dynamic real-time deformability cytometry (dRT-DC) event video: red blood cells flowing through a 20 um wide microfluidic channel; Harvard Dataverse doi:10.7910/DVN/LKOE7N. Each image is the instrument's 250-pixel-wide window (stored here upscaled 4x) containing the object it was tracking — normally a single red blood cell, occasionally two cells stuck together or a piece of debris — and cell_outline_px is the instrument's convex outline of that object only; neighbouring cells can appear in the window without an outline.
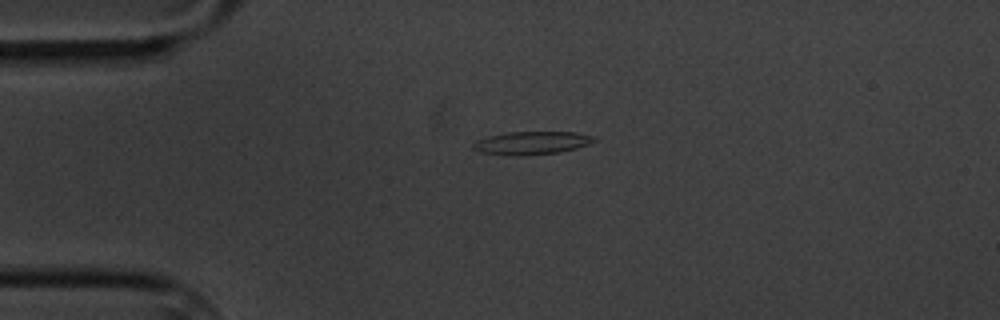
{"species": "common noctule bat (a hibernating species)", "species_latin": "Nyctalus noctula", "temperature_condition": "cold", "stored_images_in_passage": 2, "camera_frame_rate_fps": 3000, "um_per_image_px": 0.085, "animal": {"sex": "male", "body_mass_g": 20.1, "forearm_length_mm": 53.5}, "frame": {"image": 1, "passage_image": 1, "time_ms": 0.0, "image_size_px": [1000, 320], "cell_outline_px": [[596, 140], [588, 144], [576, 148], [560, 152], [520, 156], [508, 156], [480, 152], [472, 148], [472, 144], [476, 140], [488, 136], [508, 132], [576, 132], [596, 136]], "centroid_in_image_um": [45.17, 12.15], "position_along_channel_um": 39.8, "area_um2": 16.42}}